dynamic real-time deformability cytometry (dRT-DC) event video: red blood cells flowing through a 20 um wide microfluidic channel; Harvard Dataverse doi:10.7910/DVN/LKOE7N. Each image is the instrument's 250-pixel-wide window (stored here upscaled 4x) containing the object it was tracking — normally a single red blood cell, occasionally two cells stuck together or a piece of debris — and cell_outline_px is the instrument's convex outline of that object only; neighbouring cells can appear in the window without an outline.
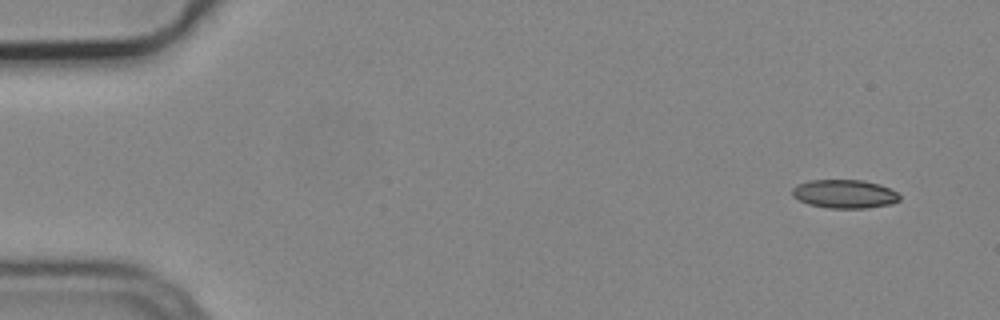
{"species": "common noctule bat (a hibernating species)", "species_latin": "Nyctalus noctula", "temperature_condition": "cold", "stored_images_in_passage": 7, "camera_frame_rate_fps": 3000, "um_per_image_px": 0.085, "animal": {"sex": "male", "body_mass_g": 19.2, "forearm_length_mm": 51.8}, "frame": {"image": 1, "passage_image": 1, "time_ms": 0.0, "image_size_px": [1000, 320], "cell_outline_px": [[900, 200], [892, 204], [868, 208], [828, 208], [808, 204], [792, 196], [792, 188], [796, 184], [808, 180], [860, 180], [880, 184], [896, 192], [900, 196]], "centroid_in_image_um": [71.77, 16.48], "position_along_channel_um": 13.2, "area_um2": 17.98}}
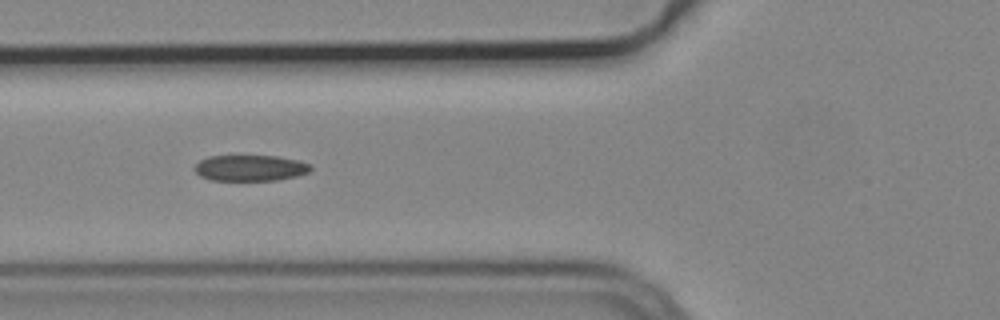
{"frame": {"image": 2, "passage_image": 6, "time_ms": 1.667, "image_size_px": [1000, 320], "cell_outline_px": [[312, 168], [308, 172], [296, 176], [276, 180], [212, 180], [200, 176], [196, 172], [196, 164], [200, 160], [208, 156], [276, 156], [296, 160], [312, 164]], "centroid_in_image_um": [21.28, 14.27], "position_along_channel_um": 104.5, "area_um2": 17.4}}
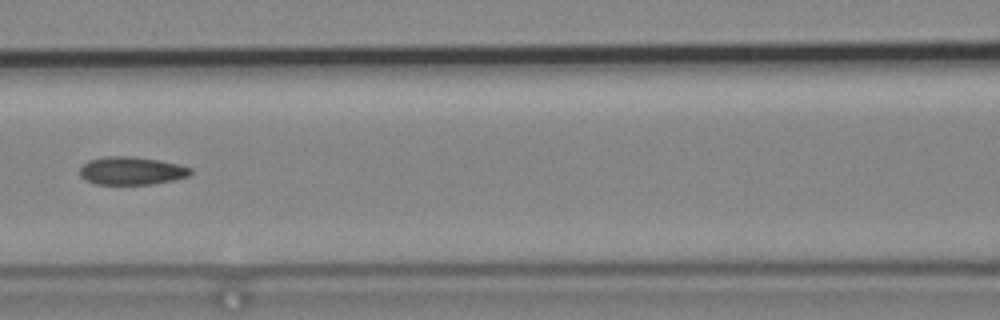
{"frame": {"image": 3, "passage_image": 7, "time_ms": 2.0, "image_size_px": [1000, 320], "cell_outline_px": [[192, 172], [188, 176], [172, 180], [148, 184], [96, 184], [84, 180], [80, 176], [80, 168], [88, 160], [104, 156], [132, 156], [160, 160], [180, 164], [192, 168]], "centroid_in_image_um": [11.16, 14.5], "position_along_channel_um": 155.4, "area_um2": 18.15}}